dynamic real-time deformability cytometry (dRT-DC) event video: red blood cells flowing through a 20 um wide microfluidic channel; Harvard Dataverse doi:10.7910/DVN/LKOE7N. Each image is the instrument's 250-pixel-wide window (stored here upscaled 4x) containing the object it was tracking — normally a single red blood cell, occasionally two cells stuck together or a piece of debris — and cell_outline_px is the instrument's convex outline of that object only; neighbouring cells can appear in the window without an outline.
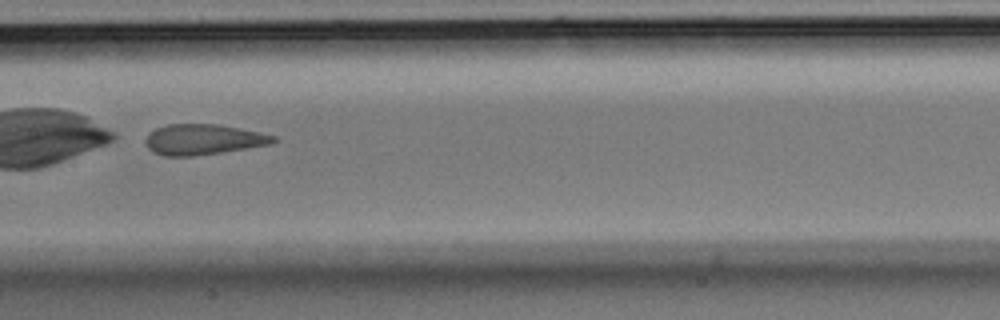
{"species": "Egyptian fruit bat (a non-hibernating species)", "species_latin": "Rousettus aegyptiacus", "temperature_condition": "room temperature", "stored_images_in_passage": 29, "camera_frame_rate_fps": 3000, "um_per_image_px": 0.085, "animal": {"sex": "male"}, "frame": {"image": 1, "passage_image": 13, "time_ms": 4.0, "image_size_px": [1000, 320], "cell_outline_px": [[276, 140], [272, 144], [220, 152], [192, 156], [164, 156], [152, 152], [148, 148], [144, 140], [148, 132], [156, 128], [168, 124], [216, 124], [276, 136]], "centroid_in_image_um": [17.19, 11.86], "position_along_channel_um": 190.2, "area_um2": 22.54}}